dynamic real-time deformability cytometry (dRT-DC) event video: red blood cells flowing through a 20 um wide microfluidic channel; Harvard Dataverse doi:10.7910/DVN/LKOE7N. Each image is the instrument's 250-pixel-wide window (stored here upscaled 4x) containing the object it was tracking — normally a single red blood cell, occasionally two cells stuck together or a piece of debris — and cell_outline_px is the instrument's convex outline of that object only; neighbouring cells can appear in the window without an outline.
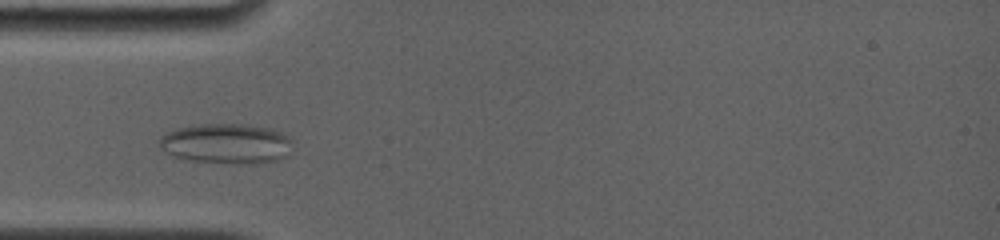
{"species": "common noctule bat (a hibernating species)", "species_latin": "Nyctalus noctula", "temperature_condition": "room temperature", "stored_images_in_passage": 17, "camera_frame_rate_fps": 4000, "um_per_image_px": 0.085, "animal": {"sex": "female", "body_mass_g": 19.0, "forearm_length_mm": 56.7}, "frame": {"image": 1, "passage_image": 6, "time_ms": 2.5, "image_size_px": [1000, 240], "cell_outline_px": [[292, 140], [288, 156], [276, 160], [260, 164], [244, 164], [188, 160], [172, 156], [160, 148], [160, 136], [176, 128], [200, 124], [240, 124], [268, 128], [280, 132], [288, 136]], "centroid_in_image_um": [19.25, 12.22], "position_along_channel_um": 65.8, "area_um2": 31.21}}
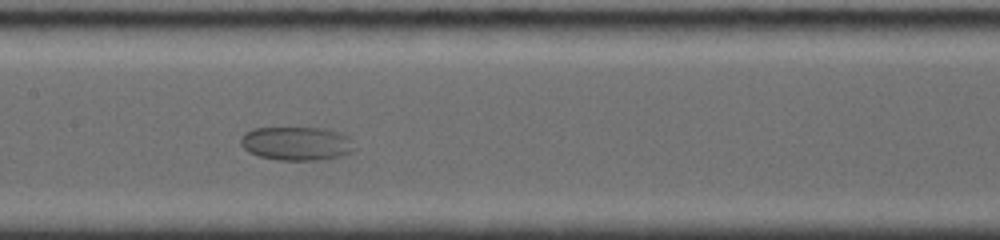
{"frame": {"image": 2, "passage_image": 13, "time_ms": 5.75, "image_size_px": [1000, 240], "cell_outline_px": [[356, 152], [316, 160], [276, 160], [260, 156], [248, 152], [240, 144], [240, 140], [244, 132], [256, 128], [324, 128], [348, 136], [356, 148]], "centroid_in_image_um": [25.2, 12.2], "position_along_channel_um": 182.2, "area_um2": 22.31}}
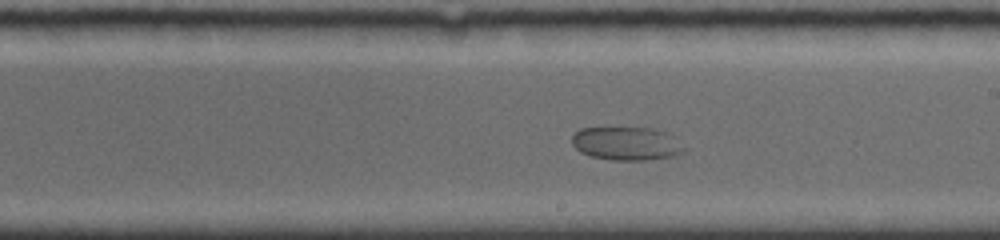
{"frame": {"image": 3, "passage_image": 16, "time_ms": 7.25, "image_size_px": [1000, 240], "cell_outline_px": [[684, 152], [672, 156], [648, 160], [612, 160], [592, 156], [580, 152], [572, 144], [572, 136], [580, 128], [652, 128], [664, 132], [672, 136], [684, 148]], "centroid_in_image_um": [53.22, 12.2], "position_along_channel_um": 235.8, "area_um2": 21.56}}